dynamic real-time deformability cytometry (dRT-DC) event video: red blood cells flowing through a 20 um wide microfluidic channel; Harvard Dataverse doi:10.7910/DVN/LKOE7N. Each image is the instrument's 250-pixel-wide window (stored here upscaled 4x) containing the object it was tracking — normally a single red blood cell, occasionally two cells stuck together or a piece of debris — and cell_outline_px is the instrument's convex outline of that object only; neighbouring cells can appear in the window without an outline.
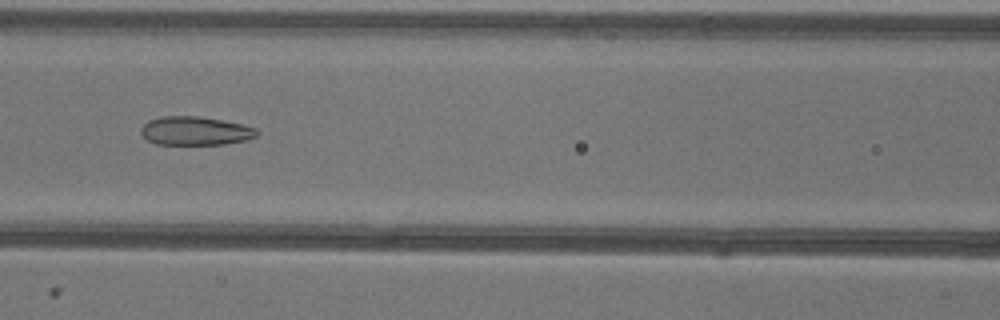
{"species": "common noctule bat (a hibernating species)", "species_latin": "Nyctalus noctula", "temperature_condition": "warm", "stored_images_in_passage": 51, "camera_frame_rate_fps": 3000, "um_per_image_px": 0.085, "animal": {"sex": "female"}, "frame": {"image": 1, "passage_image": 22, "time_ms": 7.0, "image_size_px": [1000, 320], "cell_outline_px": [[260, 132], [256, 136], [248, 140], [224, 144], [156, 144], [148, 140], [140, 132], [140, 128], [148, 120], [160, 116], [196, 116], [244, 124], [256, 128]], "centroid_in_image_um": [16.61, 11.12], "position_along_channel_um": 150.0, "area_um2": 19.42}}
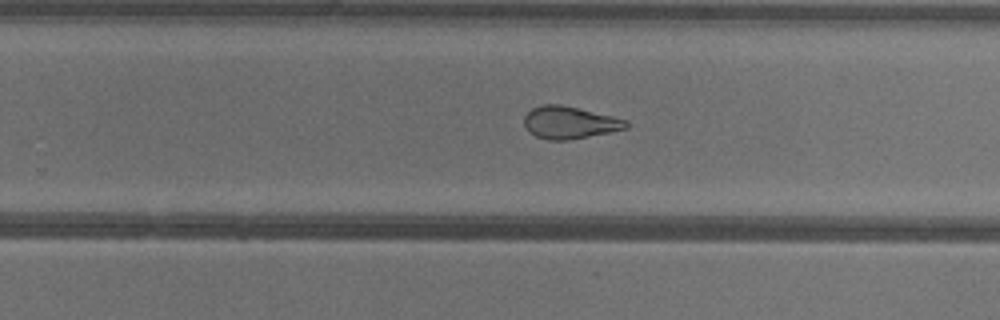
{"frame": {"image": 2, "passage_image": 32, "time_ms": 10.333, "image_size_px": [1000, 320], "cell_outline_px": [[628, 128], [568, 140], [548, 140], [536, 136], [528, 132], [524, 124], [524, 116], [532, 108], [544, 104], [560, 104], [612, 116], [628, 120]], "centroid_in_image_um": [48.39, 10.41], "position_along_channel_um": 281.4, "area_um2": 19.07}}
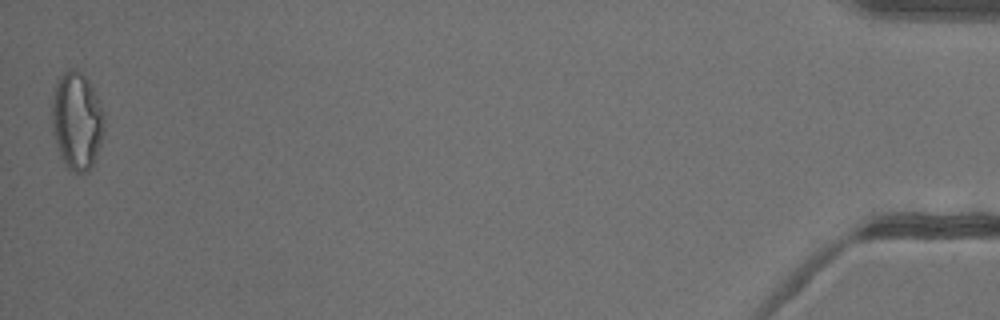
{"frame": {"image": 3, "passage_image": 51, "time_ms": 16.667, "image_size_px": [1000, 320], "cell_outline_px": [[104, 136], [92, 164], [88, 172], [68, 172], [60, 156], [52, 132], [52, 100], [56, 84], [60, 76], [68, 68], [76, 68], [88, 80], [104, 112]], "centroid_in_image_um": [6.52, 10.3], "position_along_channel_um": 428.7, "area_um2": 29.94}, "authors_computed_cell_mechanics": {"area_um2": 22.8888, "velocity_mm_per_s": 3.9564, "shape_relaxation_time_tau1_ms": null, "shape_relaxation_time_tau2_ms": 1.8571, "deformation_change_tau1": null, "deformation_change_tau2": 0.0866}}